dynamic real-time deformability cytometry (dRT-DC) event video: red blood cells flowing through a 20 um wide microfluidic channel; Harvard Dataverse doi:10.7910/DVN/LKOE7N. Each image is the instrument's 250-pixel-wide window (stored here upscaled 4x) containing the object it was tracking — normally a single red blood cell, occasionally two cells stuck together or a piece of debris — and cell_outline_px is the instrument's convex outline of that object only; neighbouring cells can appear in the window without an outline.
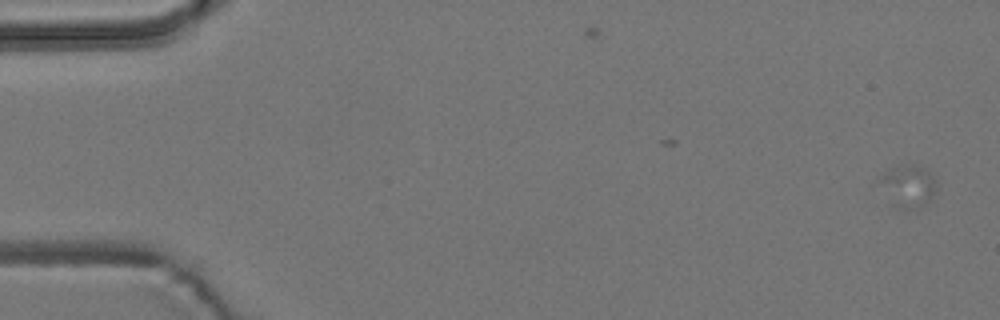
{"species": "common noctule bat (a hibernating species)", "species_latin": "Nyctalus noctula", "temperature_condition": "room temperature", "stored_images_in_passage": 5, "camera_frame_rate_fps": 3000, "um_per_image_px": 0.085, "animal": {"sex": "male", "body_mass_g": 19.2, "forearm_length_mm": 51.8}, "frame": {"image": 1, "passage_image": 1, "time_ms": 0.0, "image_size_px": [1000, 320], "cell_outline_px": [[936, 192], [928, 200], [912, 208], [876, 180], [888, 168], [908, 164], [924, 168], [936, 180]], "centroid_in_image_um": [77.29, 15.62], "position_along_channel_um": 7.7, "area_um2": 12.02}}
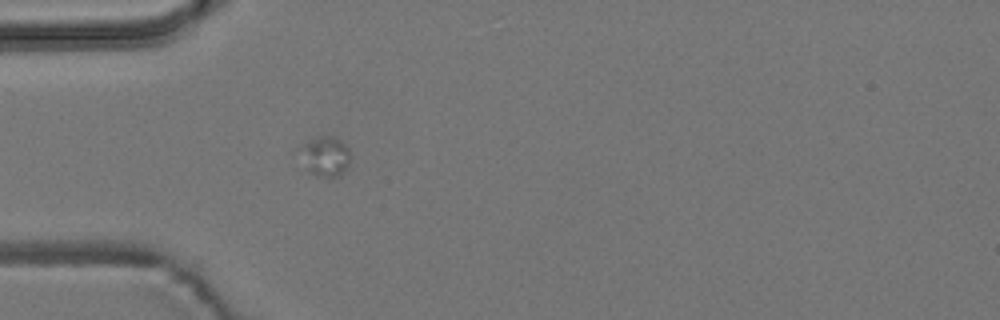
{"frame": {"image": 2, "passage_image": 5, "time_ms": 1.333, "image_size_px": [1000, 320], "cell_outline_px": [[352, 156], [348, 164], [336, 176], [316, 176], [308, 172], [296, 148], [320, 136], [332, 136], [340, 140], [348, 148]], "centroid_in_image_um": [27.61, 13.27], "position_along_channel_um": 57.4, "area_um2": 11.62}}